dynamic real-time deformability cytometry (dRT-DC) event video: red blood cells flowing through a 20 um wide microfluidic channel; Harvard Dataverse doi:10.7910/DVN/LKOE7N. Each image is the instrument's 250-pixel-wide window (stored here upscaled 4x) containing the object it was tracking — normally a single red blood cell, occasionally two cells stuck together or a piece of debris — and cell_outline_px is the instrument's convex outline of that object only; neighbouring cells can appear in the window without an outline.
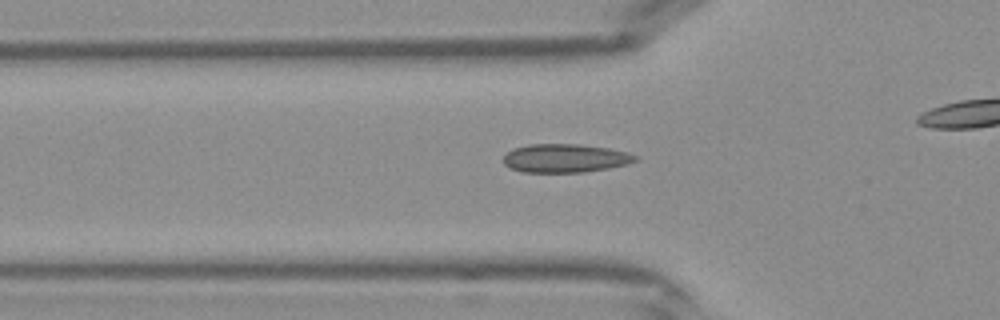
{"species": "Egyptian fruit bat (a non-hibernating species)", "species_latin": "Rousettus aegyptiacus", "temperature_condition": "warm", "stored_images_in_passage": 28, "camera_frame_rate_fps": 3000, "um_per_image_px": 0.085, "frame": {"image": 1, "passage_image": 7, "time_ms": 2.0, "image_size_px": [1000, 320], "cell_outline_px": [[640, 160], [628, 164], [608, 168], [584, 172], [524, 172], [508, 168], [504, 164], [504, 156], [512, 148], [528, 144], [580, 144], [608, 148], [628, 152], [640, 156]], "centroid_in_image_um": [48.07, 13.44], "position_along_channel_um": 77.7, "area_um2": 22.2}}
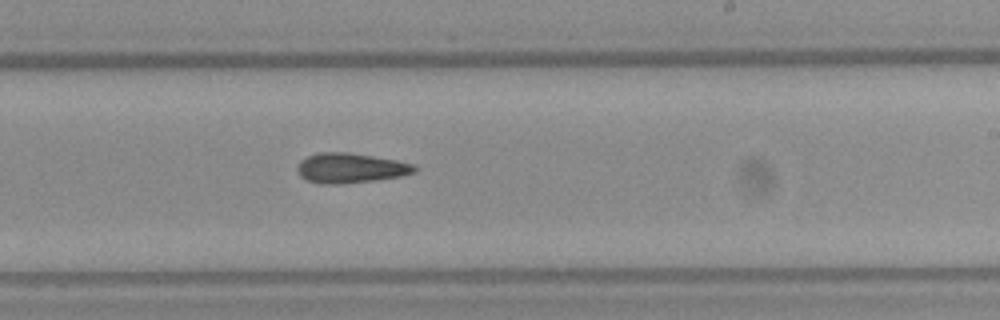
{"frame": {"image": 2, "passage_image": 18, "time_ms": 5.667, "image_size_px": [1000, 320], "cell_outline_px": [[416, 172], [400, 176], [376, 180], [340, 184], [320, 184], [308, 180], [300, 176], [296, 168], [300, 160], [316, 152], [348, 152], [396, 160], [412, 164], [416, 168]], "centroid_in_image_um": [29.75, 14.28], "position_along_channel_um": 259.3, "area_um2": 20.4}}
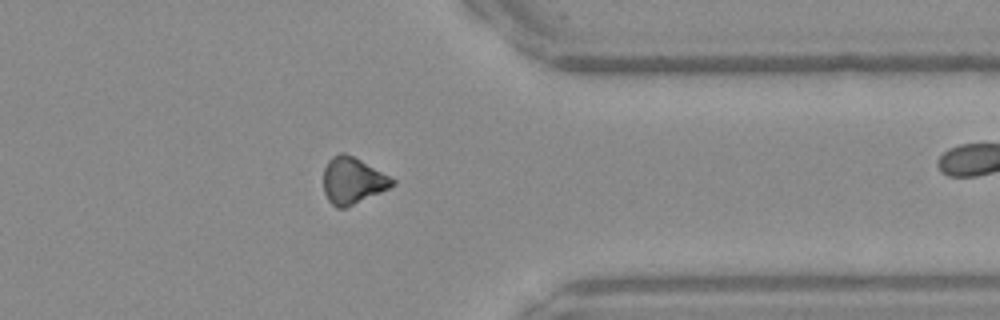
{"frame": {"image": 3, "passage_image": 26, "time_ms": 8.333, "image_size_px": [1000, 320], "cell_outline_px": [[396, 184], [380, 192], [344, 208], [336, 208], [328, 200], [324, 192], [324, 168], [328, 160], [332, 156], [340, 152], [344, 152], [360, 160], [396, 180]], "centroid_in_image_um": [29.95, 15.34], "position_along_channel_um": 381.5, "area_um2": 18.38}}